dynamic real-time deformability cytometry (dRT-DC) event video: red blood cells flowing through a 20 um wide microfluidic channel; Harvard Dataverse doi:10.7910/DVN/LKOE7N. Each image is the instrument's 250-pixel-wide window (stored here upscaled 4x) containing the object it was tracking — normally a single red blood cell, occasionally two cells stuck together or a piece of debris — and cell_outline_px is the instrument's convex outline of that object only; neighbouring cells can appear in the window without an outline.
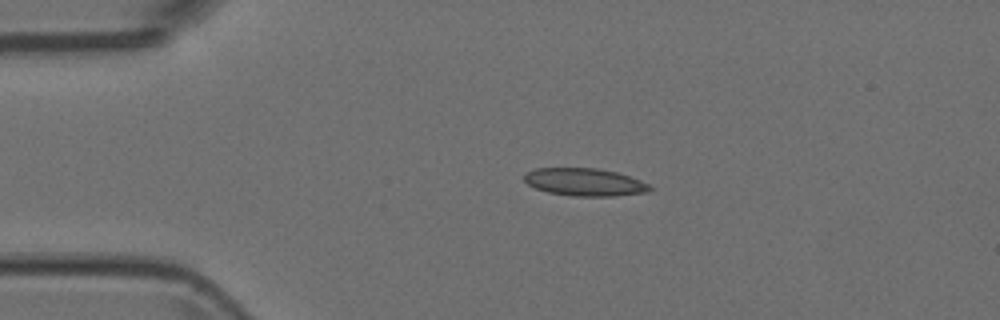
{"species": "Egyptian fruit bat (a non-hibernating species)", "species_latin": "Rousettus aegyptiacus", "temperature_condition": "room temperature", "stored_images_in_passage": 3, "camera_frame_rate_fps": 3000, "um_per_image_px": 0.085, "animal": {"sex": "female"}, "frame": {"image": 1, "passage_image": 2, "time_ms": 0.333, "image_size_px": [1000, 320], "cell_outline_px": [[652, 188], [648, 192], [612, 196], [572, 196], [548, 192], [536, 188], [528, 184], [524, 180], [524, 172], [536, 168], [596, 168], [616, 172], [640, 180], [648, 184]], "centroid_in_image_um": [49.67, 15.47], "position_along_channel_um": 35.3, "area_um2": 20.17}}